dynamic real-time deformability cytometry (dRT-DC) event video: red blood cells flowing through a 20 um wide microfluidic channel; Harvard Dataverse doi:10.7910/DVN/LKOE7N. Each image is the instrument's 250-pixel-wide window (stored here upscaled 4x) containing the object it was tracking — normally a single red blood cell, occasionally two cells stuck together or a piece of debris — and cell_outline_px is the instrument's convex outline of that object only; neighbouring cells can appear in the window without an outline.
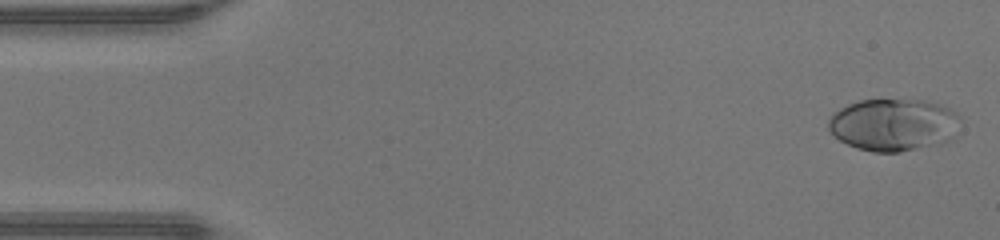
{"species": "human", "species_latin": "Homo sapiens", "temperature_condition": "warm", "stored_images_in_passage": 46, "camera_frame_rate_fps": 3000, "um_per_image_px": 0.085, "donor": {"sex": "male"}, "frame": {"image": 1, "passage_image": 1, "time_ms": 0.0, "image_size_px": [1000, 240], "cell_outline_px": [[960, 116], [956, 136], [952, 140], [900, 152], [872, 152], [856, 148], [840, 140], [828, 128], [828, 120], [840, 108], [848, 104], [860, 100], [924, 100], [940, 104], [956, 112]], "centroid_in_image_um": [75.98, 10.6], "position_along_channel_um": 9.0, "area_um2": 40.17}}
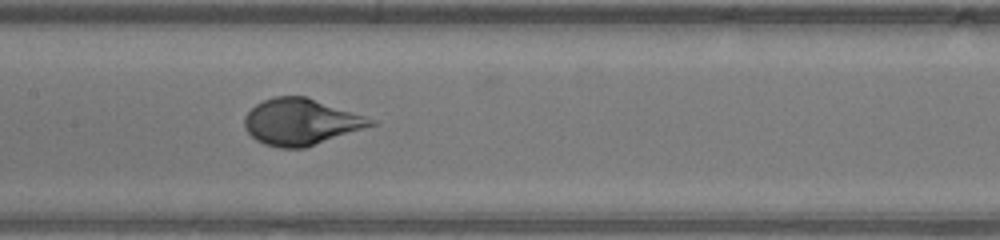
{"frame": {"image": 2, "passage_image": 22, "time_ms": 7.0, "image_size_px": [1000, 240], "cell_outline_px": [[376, 124], [304, 148], [280, 148], [264, 144], [256, 140], [244, 128], [244, 116], [256, 104], [272, 96], [304, 96], [376, 120]], "centroid_in_image_um": [25.52, 10.36], "position_along_channel_um": 181.9, "area_um2": 33.64}}
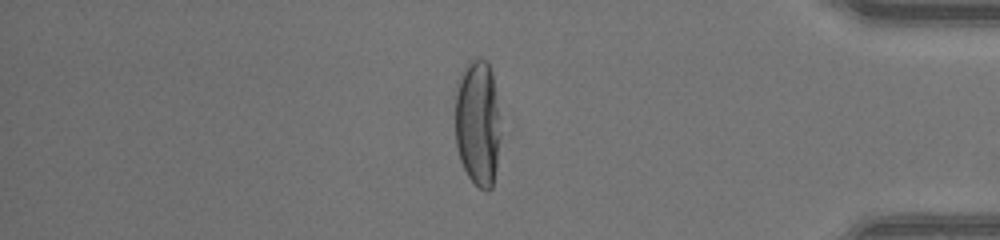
{"frame": {"image": 3, "passage_image": 39, "time_ms": 12.667, "image_size_px": [1000, 240], "cell_outline_px": [[500, 136], [496, 168], [492, 188], [488, 192], [484, 192], [468, 176], [460, 160], [456, 144], [456, 88], [460, 76], [468, 60], [480, 56], [488, 60], [492, 72], [500, 132]], "centroid_in_image_um": [40.6, 10.44], "position_along_channel_um": 394.6, "area_um2": 33.47}, "authors_computed_cell_mechanics": {"area_um2": 35.3447, "velocity_mm_per_s": 4.35, "shape_relaxation_time_tau1_ms": 3.4582, "shape_relaxation_time_tau2_ms": null, "deformation_change_tau1": 0.2574, "deformation_change_tau2": null}}